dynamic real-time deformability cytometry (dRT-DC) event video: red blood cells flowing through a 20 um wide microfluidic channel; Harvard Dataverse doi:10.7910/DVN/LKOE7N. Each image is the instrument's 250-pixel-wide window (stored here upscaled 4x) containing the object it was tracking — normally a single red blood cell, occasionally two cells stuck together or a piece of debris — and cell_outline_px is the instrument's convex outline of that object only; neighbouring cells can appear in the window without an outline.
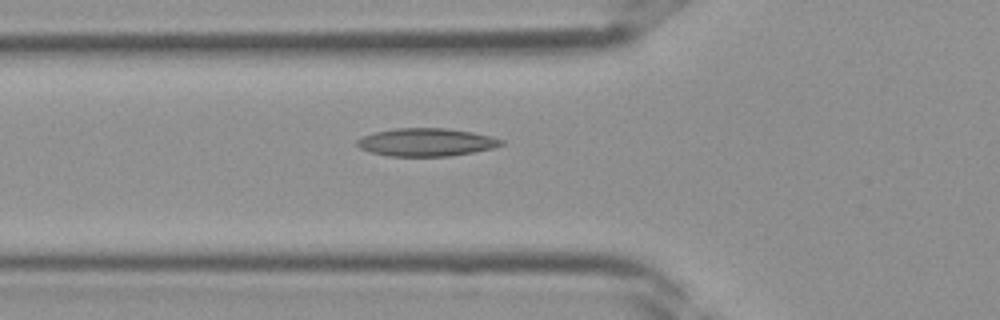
{"species": "Egyptian fruit bat (a non-hibernating species)", "species_latin": "Rousettus aegyptiacus", "temperature_condition": "room temperature", "stored_images_in_passage": 31, "camera_frame_rate_fps": 3000, "um_per_image_px": 0.085, "frame": {"image": 1, "passage_image": 7, "time_ms": 2.0, "image_size_px": [1000, 320], "cell_outline_px": [[504, 144], [492, 148], [472, 152], [448, 156], [388, 156], [372, 152], [360, 148], [356, 144], [356, 140], [360, 136], [392, 128], [448, 128], [472, 132], [492, 136], [504, 140]], "centroid_in_image_um": [36.22, 12.08], "position_along_channel_um": 89.6, "area_um2": 23.52}}
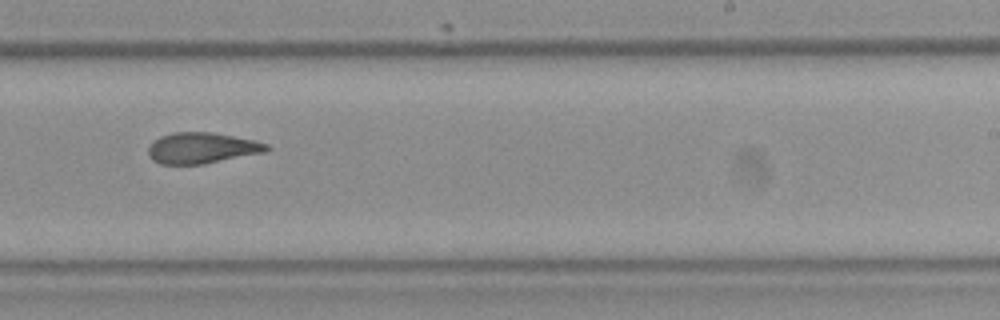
{"frame": {"image": 2, "passage_image": 17, "time_ms": 5.333, "image_size_px": [1000, 320], "cell_outline_px": [[272, 148], [268, 152], [204, 164], [160, 164], [152, 160], [148, 156], [148, 148], [152, 140], [160, 136], [172, 132], [212, 132], [256, 140], [268, 144]], "centroid_in_image_um": [17.18, 12.58], "position_along_channel_um": 271.8, "area_um2": 21.79}}
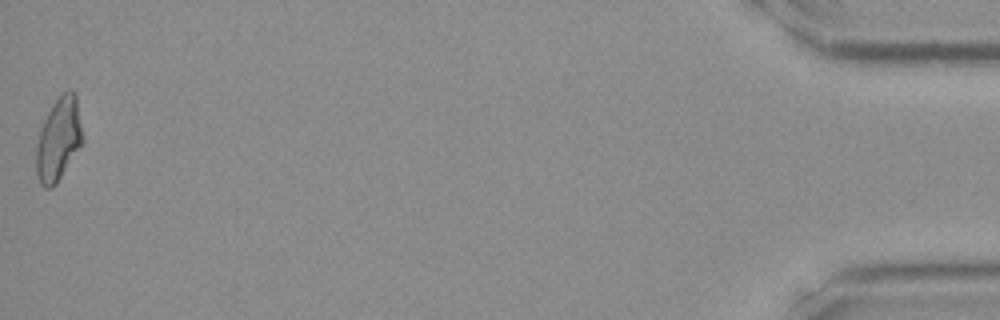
{"frame": {"image": 3, "passage_image": 31, "time_ms": 10.0, "image_size_px": [1000, 320], "cell_outline_px": [[84, 144], [56, 184], [52, 188], [44, 188], [40, 184], [36, 176], [36, 148], [40, 132], [44, 120], [52, 104], [60, 92], [68, 88], [72, 88], [76, 92], [84, 140]], "centroid_in_image_um": [5.01, 11.81], "position_along_channel_um": 430.2, "area_um2": 23.12}}